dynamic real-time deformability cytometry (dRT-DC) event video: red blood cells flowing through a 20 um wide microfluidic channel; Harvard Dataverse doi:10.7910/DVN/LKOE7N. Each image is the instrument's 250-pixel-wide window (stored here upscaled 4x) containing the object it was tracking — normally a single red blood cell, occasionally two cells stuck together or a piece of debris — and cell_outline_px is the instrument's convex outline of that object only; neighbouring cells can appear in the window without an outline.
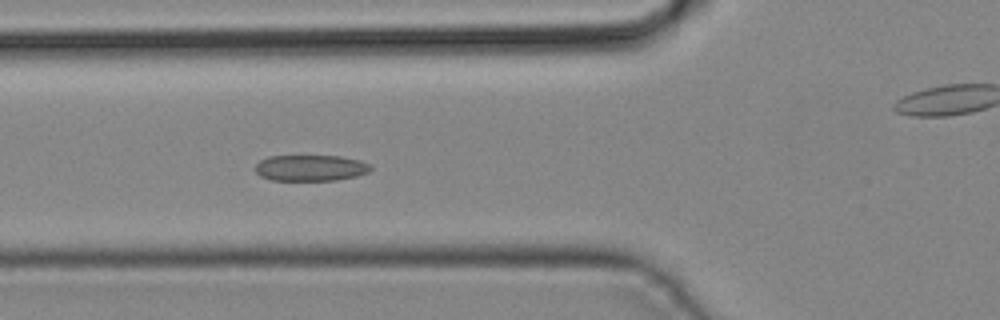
{"species": "common noctule bat (a hibernating species)", "species_latin": "Nyctalus noctula", "temperature_condition": "cold", "stored_images_in_passage": 43, "camera_frame_rate_fps": 3000, "um_per_image_px": 0.085, "animal": {"sex": "male", "body_mass_g": 19.2, "forearm_length_mm": 51.8}, "frame": {"image": 1, "passage_image": 15, "time_ms": 4.667, "image_size_px": [1000, 320], "cell_outline_px": [[372, 168], [368, 172], [356, 176], [336, 180], [272, 180], [260, 176], [256, 172], [256, 164], [260, 160], [268, 156], [340, 156], [360, 160], [372, 164]], "centroid_in_image_um": [26.42, 14.27], "position_along_channel_um": 99.4, "area_um2": 17.57}}
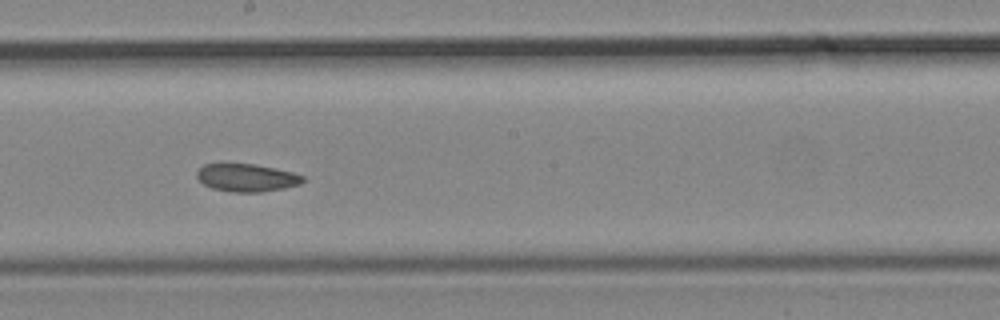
{"frame": {"image": 2, "passage_image": 23, "time_ms": 7.333, "image_size_px": [1000, 320], "cell_outline_px": [[304, 180], [300, 184], [284, 188], [260, 192], [232, 192], [212, 188], [204, 184], [196, 176], [196, 172], [204, 164], [252, 164], [292, 172], [304, 176]], "centroid_in_image_um": [20.96, 15.11], "position_along_channel_um": 227.2, "area_um2": 16.94}}
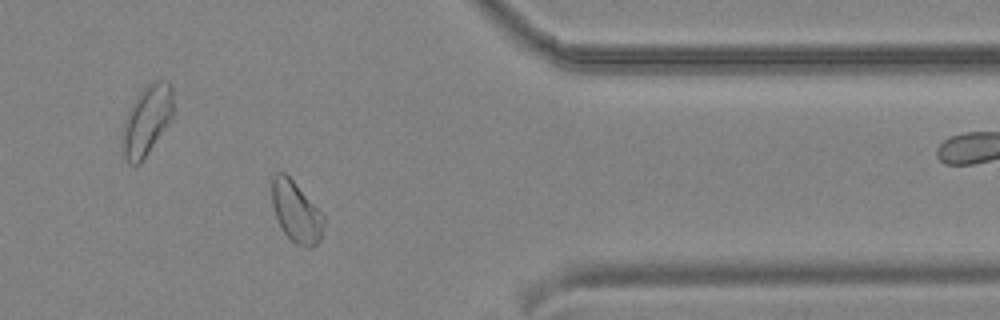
{"frame": {"image": 3, "passage_image": 34, "time_ms": 11.0, "image_size_px": [1000, 320], "cell_outline_px": [[324, 224], [320, 240], [312, 248], [308, 248], [296, 244], [284, 232], [276, 216], [272, 204], [272, 176], [276, 172], [284, 172], [296, 184], [324, 216]], "centroid_in_image_um": [25.17, 18.01], "position_along_channel_um": 386.2, "area_um2": 18.09}}